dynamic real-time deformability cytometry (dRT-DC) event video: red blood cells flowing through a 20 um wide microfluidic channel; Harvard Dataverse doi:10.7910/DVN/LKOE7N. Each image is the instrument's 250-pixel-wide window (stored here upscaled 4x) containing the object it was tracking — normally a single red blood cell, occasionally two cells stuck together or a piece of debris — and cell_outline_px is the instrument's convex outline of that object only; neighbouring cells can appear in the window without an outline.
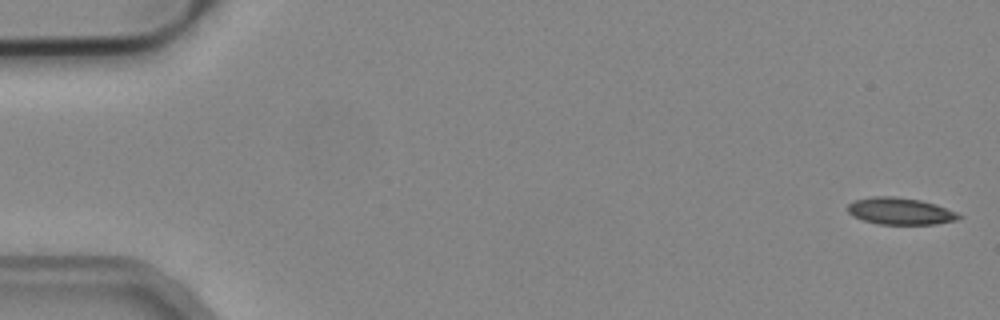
{"species": "common noctule bat (a hibernating species)", "species_latin": "Nyctalus noctula", "temperature_condition": "cold", "stored_images_in_passage": 5, "camera_frame_rate_fps": 3000, "um_per_image_px": 0.085, "animal": {"sex": "male", "body_mass_g": 19.2, "forearm_length_mm": 51.8}, "frame": {"image": 1, "passage_image": 1, "time_ms": 0.0, "image_size_px": [1000, 320], "cell_outline_px": [[964, 216], [956, 220], [936, 224], [880, 224], [864, 220], [852, 216], [848, 212], [848, 204], [852, 200], [876, 196], [892, 196], [920, 200], [936, 204], [956, 212]], "centroid_in_image_um": [76.52, 17.94], "position_along_channel_um": 8.5, "area_um2": 17.4}}
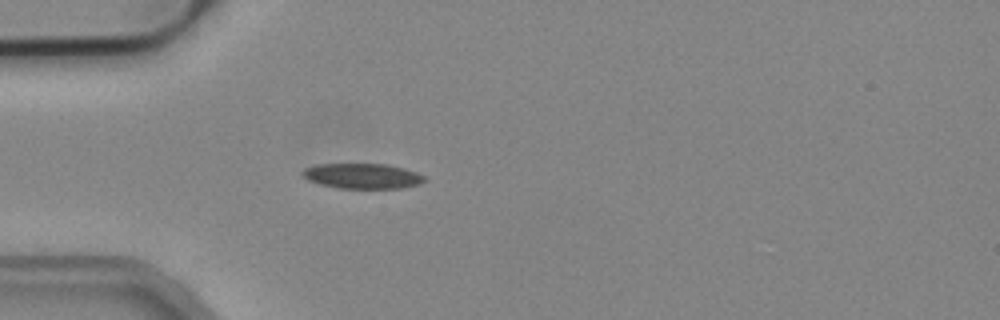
{"frame": {"image": 2, "passage_image": 5, "time_ms": 1.333, "image_size_px": [1000, 320], "cell_outline_px": [[428, 180], [420, 184], [404, 188], [340, 188], [320, 184], [308, 180], [300, 172], [304, 168], [316, 164], [388, 164], [404, 168], [416, 172], [424, 176]], "centroid_in_image_um": [30.83, 14.96], "position_along_channel_um": 54.2, "area_um2": 18.03}}